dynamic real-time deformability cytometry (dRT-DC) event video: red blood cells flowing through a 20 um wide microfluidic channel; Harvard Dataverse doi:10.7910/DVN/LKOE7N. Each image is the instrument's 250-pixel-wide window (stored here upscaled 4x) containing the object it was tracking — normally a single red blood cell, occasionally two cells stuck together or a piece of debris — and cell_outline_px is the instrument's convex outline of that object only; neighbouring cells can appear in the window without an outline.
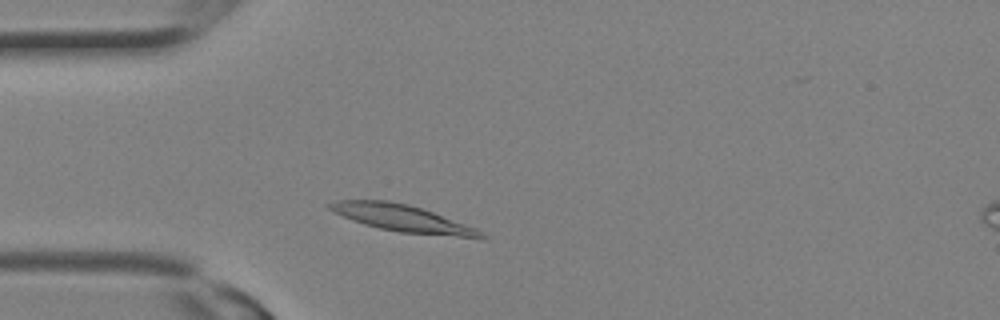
{"species": "Egyptian fruit bat (a non-hibernating species)", "species_latin": "Rousettus aegyptiacus", "temperature_condition": "room temperature", "stored_images_in_passage": 8, "camera_frame_rate_fps": 3000, "um_per_image_px": 0.085, "animal": {"sex": "female"}, "frame": {"image": 1, "passage_image": 2, "time_ms": 0.333, "image_size_px": [1000, 320], "cell_outline_px": [[488, 236], [484, 240], [400, 232], [380, 228], [364, 224], [352, 220], [328, 208], [324, 204], [336, 200], [388, 200], [408, 204], [432, 212], [476, 228]], "centroid_in_image_um": [34.28, 18.58], "position_along_channel_um": 50.7, "area_um2": 23.81}}
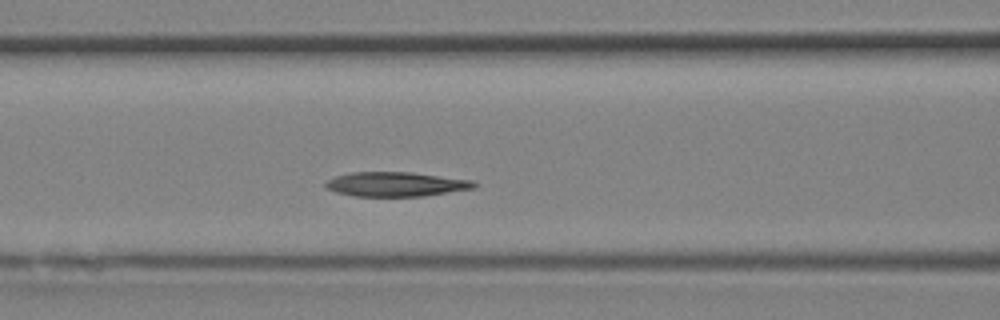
{"frame": {"image": 2, "passage_image": 6, "time_ms": 1.667, "image_size_px": [1000, 320], "cell_outline_px": [[476, 188], [424, 196], [352, 196], [336, 192], [324, 188], [324, 184], [328, 180], [336, 176], [352, 172], [412, 172], [472, 180], [476, 184]], "centroid_in_image_um": [33.64, 15.66], "position_along_channel_um": 133.0, "area_um2": 21.21}}
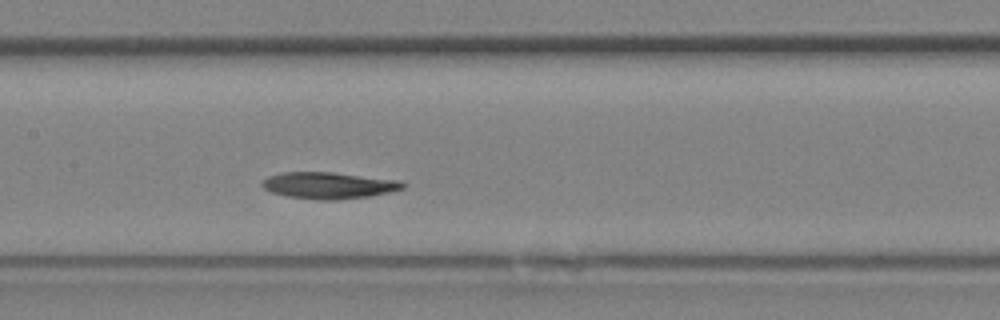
{"frame": {"image": 3, "passage_image": 8, "time_ms": 2.333, "image_size_px": [1000, 320], "cell_outline_px": [[408, 184], [404, 188], [388, 192], [368, 196], [336, 200], [316, 200], [288, 196], [272, 192], [264, 188], [260, 184], [268, 176], [280, 172], [332, 172], [400, 180]], "centroid_in_image_um": [27.95, 15.75], "position_along_channel_um": 179.5, "area_um2": 21.79}}